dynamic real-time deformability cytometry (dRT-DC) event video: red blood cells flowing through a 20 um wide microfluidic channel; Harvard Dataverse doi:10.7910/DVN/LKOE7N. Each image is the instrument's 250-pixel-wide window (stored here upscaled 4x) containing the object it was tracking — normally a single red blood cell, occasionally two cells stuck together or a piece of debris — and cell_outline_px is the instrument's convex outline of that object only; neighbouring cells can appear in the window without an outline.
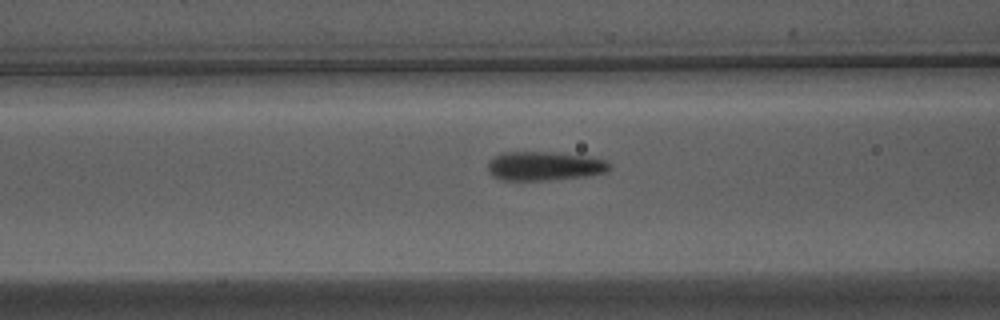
{"species": "Egyptian fruit bat (a non-hibernating species)", "species_latin": "Rousettus aegyptiacus", "temperature_condition": "warm", "stored_images_in_passage": 13, "camera_frame_rate_fps": 3000, "um_per_image_px": 0.085, "animal": {"sex": "male"}, "frame": {"image": 1, "passage_image": 11, "time_ms": 3.333, "image_size_px": [1000, 320], "cell_outline_px": [[612, 164], [604, 172], [584, 176], [548, 180], [504, 180], [492, 176], [488, 172], [488, 160], [492, 156], [500, 152], [556, 152], [588, 156], [604, 160]], "centroid_in_image_um": [46.2, 14.1], "position_along_channel_um": 120.4, "area_um2": 20.63}}